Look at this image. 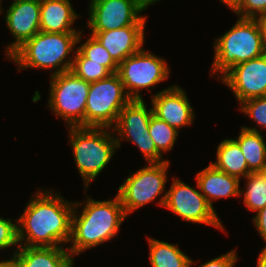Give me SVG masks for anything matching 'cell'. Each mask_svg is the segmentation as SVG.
<instances>
[{"label":"cell","instance_id":"8fae6325","mask_svg":"<svg viewBox=\"0 0 266 267\" xmlns=\"http://www.w3.org/2000/svg\"><path fill=\"white\" fill-rule=\"evenodd\" d=\"M167 190L164 208L170 210L180 219L193 224H205L226 231L219 215L206 201L196 182V189L178 177Z\"/></svg>","mask_w":266,"mask_h":267},{"label":"cell","instance_id":"9c48e42d","mask_svg":"<svg viewBox=\"0 0 266 267\" xmlns=\"http://www.w3.org/2000/svg\"><path fill=\"white\" fill-rule=\"evenodd\" d=\"M170 72L164 57H159L143 47L122 61L117 71L131 100H143L141 91L147 89L152 92L157 84L160 85L169 78Z\"/></svg>","mask_w":266,"mask_h":267},{"label":"cell","instance_id":"5bb4252c","mask_svg":"<svg viewBox=\"0 0 266 267\" xmlns=\"http://www.w3.org/2000/svg\"><path fill=\"white\" fill-rule=\"evenodd\" d=\"M41 0L11 1L4 15L5 25L14 41L6 46V59L25 41L40 31Z\"/></svg>","mask_w":266,"mask_h":267},{"label":"cell","instance_id":"603a6c76","mask_svg":"<svg viewBox=\"0 0 266 267\" xmlns=\"http://www.w3.org/2000/svg\"><path fill=\"white\" fill-rule=\"evenodd\" d=\"M244 179L245 187L240 189V197L243 196L246 211L257 213L266 206V176L263 172H256L248 174Z\"/></svg>","mask_w":266,"mask_h":267},{"label":"cell","instance_id":"484cf974","mask_svg":"<svg viewBox=\"0 0 266 267\" xmlns=\"http://www.w3.org/2000/svg\"><path fill=\"white\" fill-rule=\"evenodd\" d=\"M71 71L89 83L102 80L112 74L100 63L89 62V59L85 58L78 50H76Z\"/></svg>","mask_w":266,"mask_h":267},{"label":"cell","instance_id":"5b68a950","mask_svg":"<svg viewBox=\"0 0 266 267\" xmlns=\"http://www.w3.org/2000/svg\"><path fill=\"white\" fill-rule=\"evenodd\" d=\"M214 41L210 76L216 75L218 79L236 64L266 53L256 19L238 17L234 25Z\"/></svg>","mask_w":266,"mask_h":267},{"label":"cell","instance_id":"cb8c5ba5","mask_svg":"<svg viewBox=\"0 0 266 267\" xmlns=\"http://www.w3.org/2000/svg\"><path fill=\"white\" fill-rule=\"evenodd\" d=\"M83 31L82 28L77 41L79 43L77 50L85 58L89 59V62L100 63V65L106 67L111 73H116L118 71V64L93 35H89L90 37L82 42Z\"/></svg>","mask_w":266,"mask_h":267},{"label":"cell","instance_id":"6da1fadb","mask_svg":"<svg viewBox=\"0 0 266 267\" xmlns=\"http://www.w3.org/2000/svg\"><path fill=\"white\" fill-rule=\"evenodd\" d=\"M17 218L19 246L64 247L71 237L74 201L61 193L37 188Z\"/></svg>","mask_w":266,"mask_h":267},{"label":"cell","instance_id":"f546056e","mask_svg":"<svg viewBox=\"0 0 266 267\" xmlns=\"http://www.w3.org/2000/svg\"><path fill=\"white\" fill-rule=\"evenodd\" d=\"M237 260H238V255L236 253V249L235 250L232 249L229 252H226L220 256L208 260L203 264L201 263L197 267H234ZM194 263L197 264L196 260H193L192 258L190 262V267H192Z\"/></svg>","mask_w":266,"mask_h":267},{"label":"cell","instance_id":"8d00e7d4","mask_svg":"<svg viewBox=\"0 0 266 267\" xmlns=\"http://www.w3.org/2000/svg\"><path fill=\"white\" fill-rule=\"evenodd\" d=\"M2 1H4V0H0V15H3V13H5L4 12V9L2 7V5H3V2ZM13 1H15V0H13Z\"/></svg>","mask_w":266,"mask_h":267},{"label":"cell","instance_id":"2e32d148","mask_svg":"<svg viewBox=\"0 0 266 267\" xmlns=\"http://www.w3.org/2000/svg\"><path fill=\"white\" fill-rule=\"evenodd\" d=\"M146 26H126L120 29L89 32L109 52L119 65L127 57L137 53L145 43Z\"/></svg>","mask_w":266,"mask_h":267},{"label":"cell","instance_id":"4dcf8cb0","mask_svg":"<svg viewBox=\"0 0 266 267\" xmlns=\"http://www.w3.org/2000/svg\"><path fill=\"white\" fill-rule=\"evenodd\" d=\"M252 222L262 241L266 239V206L254 215Z\"/></svg>","mask_w":266,"mask_h":267},{"label":"cell","instance_id":"9a60e30c","mask_svg":"<svg viewBox=\"0 0 266 267\" xmlns=\"http://www.w3.org/2000/svg\"><path fill=\"white\" fill-rule=\"evenodd\" d=\"M153 115L177 131L194 123L195 113L184 88L173 84L151 95Z\"/></svg>","mask_w":266,"mask_h":267},{"label":"cell","instance_id":"4fadbf2b","mask_svg":"<svg viewBox=\"0 0 266 267\" xmlns=\"http://www.w3.org/2000/svg\"><path fill=\"white\" fill-rule=\"evenodd\" d=\"M233 92L239 105L266 96V53L233 66L220 79Z\"/></svg>","mask_w":266,"mask_h":267},{"label":"cell","instance_id":"f1b7e54d","mask_svg":"<svg viewBox=\"0 0 266 267\" xmlns=\"http://www.w3.org/2000/svg\"><path fill=\"white\" fill-rule=\"evenodd\" d=\"M234 14L241 18L256 19L266 14V0H243Z\"/></svg>","mask_w":266,"mask_h":267},{"label":"cell","instance_id":"d6986e66","mask_svg":"<svg viewBox=\"0 0 266 267\" xmlns=\"http://www.w3.org/2000/svg\"><path fill=\"white\" fill-rule=\"evenodd\" d=\"M21 267H74L75 260L67 247L19 246L15 253Z\"/></svg>","mask_w":266,"mask_h":267},{"label":"cell","instance_id":"ac0fdd59","mask_svg":"<svg viewBox=\"0 0 266 267\" xmlns=\"http://www.w3.org/2000/svg\"><path fill=\"white\" fill-rule=\"evenodd\" d=\"M40 31L48 33H80L73 27L78 18L70 0H41Z\"/></svg>","mask_w":266,"mask_h":267},{"label":"cell","instance_id":"d590c367","mask_svg":"<svg viewBox=\"0 0 266 267\" xmlns=\"http://www.w3.org/2000/svg\"><path fill=\"white\" fill-rule=\"evenodd\" d=\"M148 7H150L151 5H154L155 3H159L162 0H142Z\"/></svg>","mask_w":266,"mask_h":267},{"label":"cell","instance_id":"1f68e13d","mask_svg":"<svg viewBox=\"0 0 266 267\" xmlns=\"http://www.w3.org/2000/svg\"><path fill=\"white\" fill-rule=\"evenodd\" d=\"M256 21L258 22L261 30L262 43L264 50L266 52V14L257 17Z\"/></svg>","mask_w":266,"mask_h":267},{"label":"cell","instance_id":"7a4b0ae2","mask_svg":"<svg viewBox=\"0 0 266 267\" xmlns=\"http://www.w3.org/2000/svg\"><path fill=\"white\" fill-rule=\"evenodd\" d=\"M85 197L80 202H74L71 244L66 246L74 260L82 252L100 247L115 236L118 237L120 226L127 218L117 194L114 198L103 201L95 200L89 195ZM78 208H82L81 212Z\"/></svg>","mask_w":266,"mask_h":267},{"label":"cell","instance_id":"4316f807","mask_svg":"<svg viewBox=\"0 0 266 267\" xmlns=\"http://www.w3.org/2000/svg\"><path fill=\"white\" fill-rule=\"evenodd\" d=\"M237 109L257 124L255 127L243 125L242 128L260 133L266 129V96L246 100ZM258 126L260 129L257 128Z\"/></svg>","mask_w":266,"mask_h":267},{"label":"cell","instance_id":"8992f818","mask_svg":"<svg viewBox=\"0 0 266 267\" xmlns=\"http://www.w3.org/2000/svg\"><path fill=\"white\" fill-rule=\"evenodd\" d=\"M146 164L136 172H130V176L128 175L117 189V195L120 197L127 217L138 208L140 209L157 199V205L164 207L170 160Z\"/></svg>","mask_w":266,"mask_h":267},{"label":"cell","instance_id":"e0dca14e","mask_svg":"<svg viewBox=\"0 0 266 267\" xmlns=\"http://www.w3.org/2000/svg\"><path fill=\"white\" fill-rule=\"evenodd\" d=\"M195 180L208 204L215 210L214 201L240 196V180L216 169L211 163L196 173Z\"/></svg>","mask_w":266,"mask_h":267},{"label":"cell","instance_id":"ba28073f","mask_svg":"<svg viewBox=\"0 0 266 267\" xmlns=\"http://www.w3.org/2000/svg\"><path fill=\"white\" fill-rule=\"evenodd\" d=\"M152 115V106L148 109L144 99L130 100L120 111L112 130L118 149L121 148V142L130 141L141 151L145 162L162 163L168 159H164L157 151L149 135V121Z\"/></svg>","mask_w":266,"mask_h":267},{"label":"cell","instance_id":"d6a6232c","mask_svg":"<svg viewBox=\"0 0 266 267\" xmlns=\"http://www.w3.org/2000/svg\"><path fill=\"white\" fill-rule=\"evenodd\" d=\"M0 267H21L19 257L12 254L9 259L0 260Z\"/></svg>","mask_w":266,"mask_h":267},{"label":"cell","instance_id":"44dd1931","mask_svg":"<svg viewBox=\"0 0 266 267\" xmlns=\"http://www.w3.org/2000/svg\"><path fill=\"white\" fill-rule=\"evenodd\" d=\"M260 132L241 127L240 133L233 138L240 146L251 173L263 172L266 167V142Z\"/></svg>","mask_w":266,"mask_h":267},{"label":"cell","instance_id":"ffe728a7","mask_svg":"<svg viewBox=\"0 0 266 267\" xmlns=\"http://www.w3.org/2000/svg\"><path fill=\"white\" fill-rule=\"evenodd\" d=\"M216 169L239 180L251 172L239 144L232 138H224L216 148V160L210 162Z\"/></svg>","mask_w":266,"mask_h":267},{"label":"cell","instance_id":"74e56055","mask_svg":"<svg viewBox=\"0 0 266 267\" xmlns=\"http://www.w3.org/2000/svg\"><path fill=\"white\" fill-rule=\"evenodd\" d=\"M263 173H264V175L266 176V167H265V169L263 170Z\"/></svg>","mask_w":266,"mask_h":267},{"label":"cell","instance_id":"836d02e7","mask_svg":"<svg viewBox=\"0 0 266 267\" xmlns=\"http://www.w3.org/2000/svg\"><path fill=\"white\" fill-rule=\"evenodd\" d=\"M223 3L230 11L235 12L242 4L243 0H219Z\"/></svg>","mask_w":266,"mask_h":267},{"label":"cell","instance_id":"83f0119b","mask_svg":"<svg viewBox=\"0 0 266 267\" xmlns=\"http://www.w3.org/2000/svg\"><path fill=\"white\" fill-rule=\"evenodd\" d=\"M2 218L0 216V251L11 250L13 247L12 254H15L19 248L17 239V218ZM15 251V252H14Z\"/></svg>","mask_w":266,"mask_h":267},{"label":"cell","instance_id":"7402d4cb","mask_svg":"<svg viewBox=\"0 0 266 267\" xmlns=\"http://www.w3.org/2000/svg\"><path fill=\"white\" fill-rule=\"evenodd\" d=\"M149 261L152 267H190L191 257L178 244L148 237Z\"/></svg>","mask_w":266,"mask_h":267},{"label":"cell","instance_id":"52a82bcc","mask_svg":"<svg viewBox=\"0 0 266 267\" xmlns=\"http://www.w3.org/2000/svg\"><path fill=\"white\" fill-rule=\"evenodd\" d=\"M48 109L67 127H85L86 100L90 83L71 70L50 76Z\"/></svg>","mask_w":266,"mask_h":267},{"label":"cell","instance_id":"e575fe53","mask_svg":"<svg viewBox=\"0 0 266 267\" xmlns=\"http://www.w3.org/2000/svg\"><path fill=\"white\" fill-rule=\"evenodd\" d=\"M263 240L265 242V246L262 248L257 258V267H266V239Z\"/></svg>","mask_w":266,"mask_h":267},{"label":"cell","instance_id":"277c9868","mask_svg":"<svg viewBox=\"0 0 266 267\" xmlns=\"http://www.w3.org/2000/svg\"><path fill=\"white\" fill-rule=\"evenodd\" d=\"M68 132L69 145L77 171L84 181L85 193L118 150L116 137L112 128L107 127H68Z\"/></svg>","mask_w":266,"mask_h":267},{"label":"cell","instance_id":"30bf717a","mask_svg":"<svg viewBox=\"0 0 266 267\" xmlns=\"http://www.w3.org/2000/svg\"><path fill=\"white\" fill-rule=\"evenodd\" d=\"M130 100L117 72L91 82L86 100L85 127L112 128Z\"/></svg>","mask_w":266,"mask_h":267},{"label":"cell","instance_id":"d4e9b609","mask_svg":"<svg viewBox=\"0 0 266 267\" xmlns=\"http://www.w3.org/2000/svg\"><path fill=\"white\" fill-rule=\"evenodd\" d=\"M149 135L155 143L157 151L163 156L173 149L179 131L152 115L149 121Z\"/></svg>","mask_w":266,"mask_h":267},{"label":"cell","instance_id":"7c38bea8","mask_svg":"<svg viewBox=\"0 0 266 267\" xmlns=\"http://www.w3.org/2000/svg\"><path fill=\"white\" fill-rule=\"evenodd\" d=\"M85 29L102 32L126 26H146L149 7L142 0H90Z\"/></svg>","mask_w":266,"mask_h":267},{"label":"cell","instance_id":"3957f363","mask_svg":"<svg viewBox=\"0 0 266 267\" xmlns=\"http://www.w3.org/2000/svg\"><path fill=\"white\" fill-rule=\"evenodd\" d=\"M79 34L39 31L7 59L16 64L17 71L27 70V68L52 70L50 76L70 71Z\"/></svg>","mask_w":266,"mask_h":267}]
</instances>
